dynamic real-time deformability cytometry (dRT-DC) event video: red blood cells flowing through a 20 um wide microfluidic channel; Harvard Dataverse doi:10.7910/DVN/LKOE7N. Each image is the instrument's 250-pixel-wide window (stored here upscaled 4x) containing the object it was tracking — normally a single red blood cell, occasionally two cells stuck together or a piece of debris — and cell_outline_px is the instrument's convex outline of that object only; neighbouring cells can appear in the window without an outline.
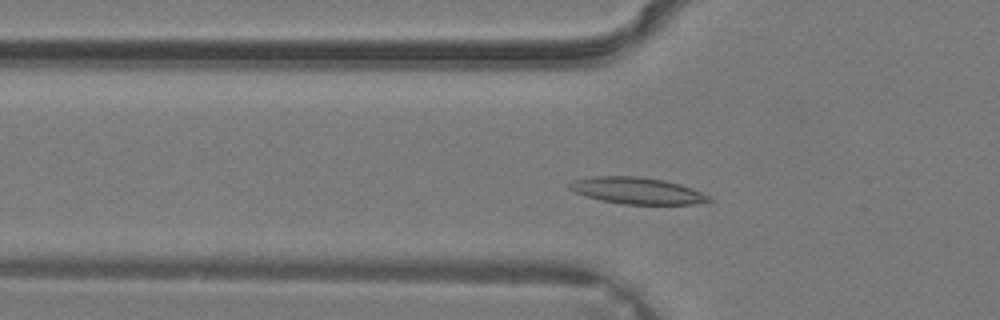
{"species": "common noctule bat (a hibernating species)", "species_latin": "Nyctalus noctula", "temperature_condition": "warm", "stored_images_in_passage": 29, "camera_frame_rate_fps": 3000, "um_per_image_px": 0.085, "animal": {"sex": "male", "body_mass_g": 19.2, "forearm_length_mm": 51.8}, "frame": {"image": 1, "passage_image": 8, "time_ms": 2.333, "image_size_px": [1000, 320], "cell_outline_px": [[712, 200], [692, 204], [624, 204], [600, 200], [576, 192], [568, 188], [568, 184], [572, 180], [592, 176], [640, 176], [664, 180], [680, 184], [700, 192], [708, 196]], "centroid_in_image_um": [54.1, 16.19], "position_along_channel_um": 71.7, "area_um2": 21.39}}
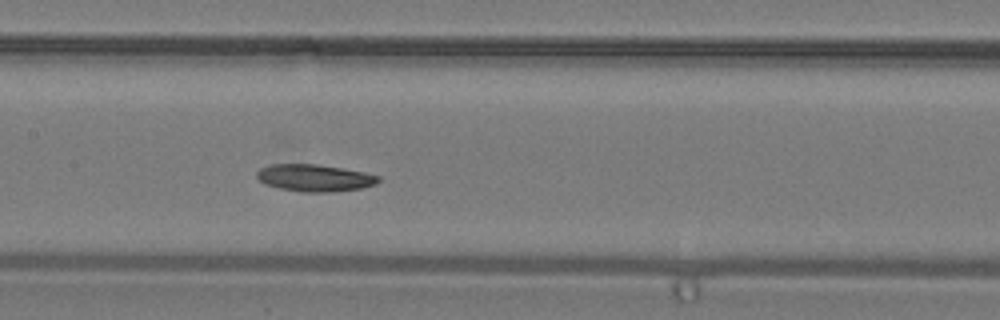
{"frame": {"image": 2, "passage_image": 14, "time_ms": 4.333, "image_size_px": [1000, 320], "cell_outline_px": [[380, 180], [376, 184], [360, 188], [332, 192], [304, 192], [280, 188], [264, 184], [256, 176], [256, 172], [260, 168], [272, 164], [316, 164], [364, 172], [380, 176]], "centroid_in_image_um": [26.73, 15.12], "position_along_channel_um": 180.7, "area_um2": 19.07}}
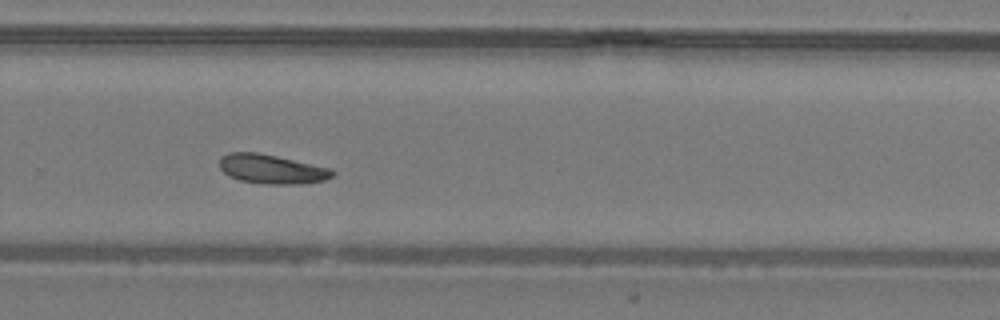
{"frame": {"image": 3, "passage_image": 21, "time_ms": 6.667, "image_size_px": [1000, 320], "cell_outline_px": [[336, 172], [332, 176], [324, 180], [304, 184], [264, 184], [240, 180], [228, 176], [220, 168], [220, 156], [228, 152], [256, 152], [276, 156], [332, 168]], "centroid_in_image_um": [23.1, 14.37], "position_along_channel_um": 306.7, "area_um2": 19.36}}